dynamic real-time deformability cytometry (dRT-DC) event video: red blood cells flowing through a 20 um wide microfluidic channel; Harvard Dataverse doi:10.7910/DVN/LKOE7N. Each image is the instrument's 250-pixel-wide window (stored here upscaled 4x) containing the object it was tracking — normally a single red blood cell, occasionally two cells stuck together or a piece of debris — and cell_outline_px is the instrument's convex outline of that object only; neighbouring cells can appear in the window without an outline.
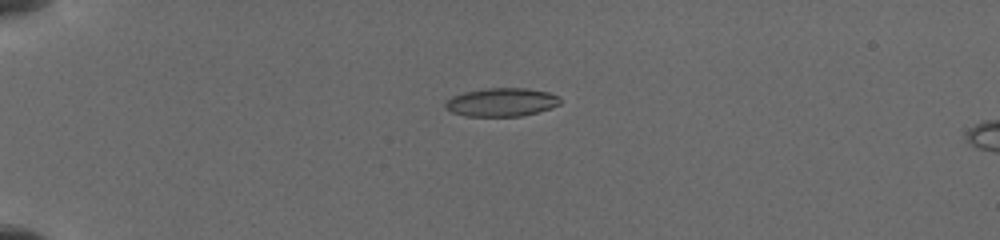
{"species": "common noctule bat (a hibernating species)", "species_latin": "Nyctalus noctula", "temperature_condition": "cold", "stored_images_in_passage": 8, "camera_frame_rate_fps": 3000, "um_per_image_px": 0.085, "animal": {"sex": "female", "body_mass_g": 19.5, "forearm_length_mm": 54.1}, "frame": {"image": 1, "passage_image": 6, "time_ms": 4.667, "image_size_px": [1000, 240], "cell_outline_px": [[560, 104], [552, 108], [520, 116], [464, 116], [452, 112], [444, 108], [444, 104], [452, 96], [464, 92], [484, 88], [524, 88], [548, 92], [556, 96], [560, 100]], "centroid_in_image_um": [42.59, 8.69], "position_along_channel_um": 42.4, "area_um2": 18.96}}